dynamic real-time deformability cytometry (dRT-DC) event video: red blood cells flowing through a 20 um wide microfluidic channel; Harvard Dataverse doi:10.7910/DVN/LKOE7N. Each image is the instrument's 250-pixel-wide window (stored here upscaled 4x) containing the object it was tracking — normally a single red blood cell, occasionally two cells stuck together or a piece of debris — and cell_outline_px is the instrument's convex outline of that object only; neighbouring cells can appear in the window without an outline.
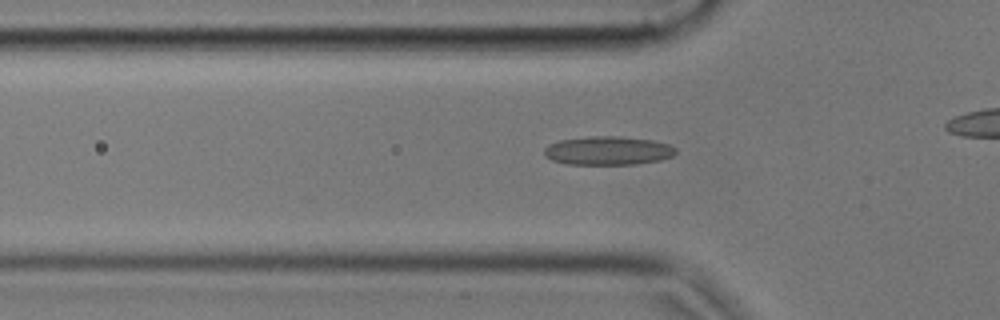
{"species": "common noctule bat (a hibernating species)", "species_latin": "Nyctalus noctula", "temperature_condition": "cold", "stored_images_in_passage": 44, "camera_frame_rate_fps": 3000, "um_per_image_px": 0.085, "animal": {"sex": "male", "body_mass_g": 17.9, "forearm_length_mm": 54.2}, "frame": {"image": 1, "passage_image": 17, "time_ms": 5.333, "image_size_px": [1000, 320], "cell_outline_px": [[676, 152], [672, 156], [660, 160], [632, 164], [568, 164], [552, 160], [544, 156], [544, 148], [548, 144], [560, 140], [588, 136], [620, 136], [652, 140], [668, 144], [676, 148]], "centroid_in_image_um": [51.65, 12.8], "position_along_channel_um": 74.2, "area_um2": 21.96}}
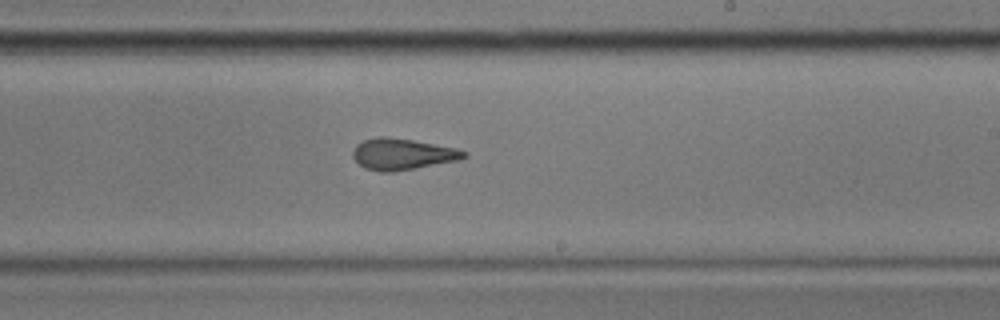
{"frame": {"image": 2, "passage_image": 32, "time_ms": 10.333, "image_size_px": [1000, 320], "cell_outline_px": [[468, 156], [460, 160], [416, 168], [392, 172], [380, 172], [364, 168], [352, 156], [352, 152], [356, 144], [364, 140], [376, 136], [384, 136], [412, 140], [456, 148], [468, 152]], "centroid_in_image_um": [34.2, 13.1], "position_along_channel_um": 254.8, "area_um2": 20.35}}
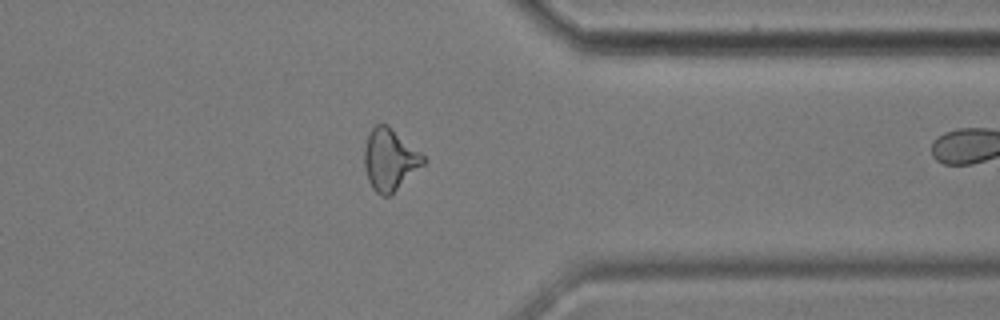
{"frame": {"image": 3, "passage_image": 43, "time_ms": 14.0, "image_size_px": [1000, 320], "cell_outline_px": [[428, 160], [392, 196], [380, 196], [372, 188], [368, 180], [364, 168], [364, 148], [368, 132], [376, 124], [388, 124], [420, 152]], "centroid_in_image_um": [33.13, 13.59], "position_along_channel_um": 378.3, "area_um2": 21.62}}